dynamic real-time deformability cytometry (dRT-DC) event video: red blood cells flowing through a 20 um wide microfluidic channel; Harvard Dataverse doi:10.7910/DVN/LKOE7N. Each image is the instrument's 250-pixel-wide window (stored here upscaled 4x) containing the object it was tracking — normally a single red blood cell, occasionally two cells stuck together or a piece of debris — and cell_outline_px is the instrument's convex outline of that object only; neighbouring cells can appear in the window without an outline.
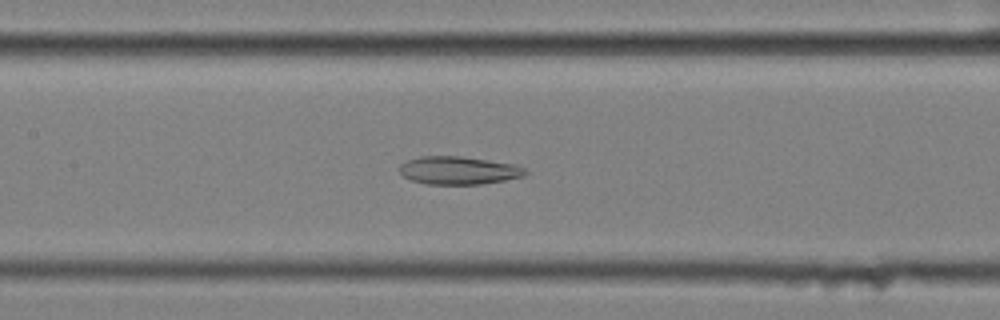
{"species": "common noctule bat (a hibernating species)", "species_latin": "Nyctalus noctula", "temperature_condition": "cold", "stored_images_in_passage": 56, "camera_frame_rate_fps": 3000, "um_per_image_px": 0.085, "animal": {"sex": "female", "body_mass_g": 25.1}, "frame": {"image": 1, "passage_image": 26, "time_ms": 8.333, "image_size_px": [1000, 320], "cell_outline_px": [[528, 172], [524, 176], [504, 180], [480, 184], [428, 184], [412, 180], [404, 176], [400, 172], [400, 164], [408, 160], [420, 156], [460, 156], [516, 164], [528, 168]], "centroid_in_image_um": [39.03, 14.48], "position_along_channel_um": 168.4, "area_um2": 20.52}}
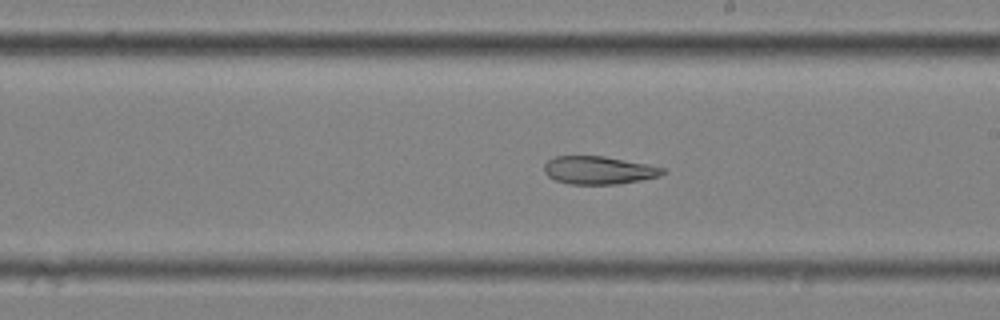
{"frame": {"image": 2, "passage_image": 32, "time_ms": 10.333, "image_size_px": [1000, 320], "cell_outline_px": [[668, 172], [660, 176], [640, 180], [616, 184], [568, 184], [556, 180], [548, 176], [544, 172], [544, 164], [548, 160], [556, 156], [604, 156], [664, 168]], "centroid_in_image_um": [50.87, 14.47], "position_along_channel_um": 238.1, "area_um2": 19.19}}
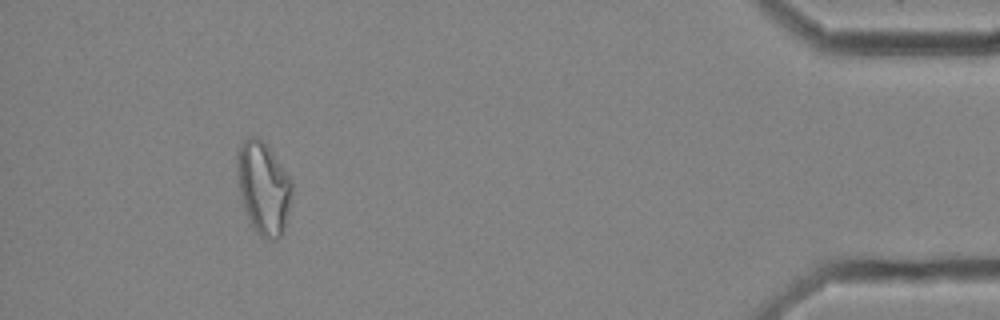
{"frame": {"image": 3, "passage_image": 52, "time_ms": 17.0, "image_size_px": [1000, 320], "cell_outline_px": [[292, 196], [284, 228], [280, 236], [276, 240], [268, 240], [260, 236], [256, 232], [244, 208], [240, 196], [236, 164], [236, 152], [240, 144], [248, 136], [256, 136], [268, 148], [292, 180]], "centroid_in_image_um": [22.37, 15.98], "position_along_channel_um": 412.8, "area_um2": 29.36}, "authors_computed_cell_mechanics": {"area_um2": 25.8077, "velocity_mm_per_s": 3.4913, "shape_relaxation_time_tau1_ms": null, "shape_relaxation_time_tau2_ms": 6.342, "deformation_change_tau1": null, "deformation_change_tau2": 0.1661}}